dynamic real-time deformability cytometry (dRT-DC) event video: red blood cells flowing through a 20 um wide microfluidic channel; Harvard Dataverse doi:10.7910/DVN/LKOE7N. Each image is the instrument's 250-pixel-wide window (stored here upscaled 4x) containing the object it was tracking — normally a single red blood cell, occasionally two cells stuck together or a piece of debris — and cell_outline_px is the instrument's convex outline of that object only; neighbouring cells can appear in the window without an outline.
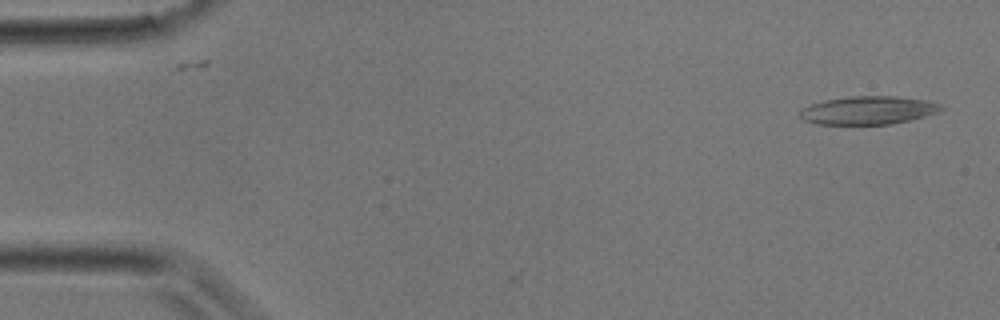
{"species": "common noctule bat (a hibernating species)", "species_latin": "Nyctalus noctula", "temperature_condition": "room temperature", "stored_images_in_passage": 2, "camera_frame_rate_fps": 3000, "um_per_image_px": 0.085, "animal": {"sex": "male", "body_mass_g": 17.9}, "frame": {"image": 1, "passage_image": 2, "time_ms": 0.333, "image_size_px": [1000, 320], "cell_outline_px": [[944, 108], [940, 112], [892, 124], [816, 124], [804, 120], [796, 116], [796, 112], [800, 108], [824, 100], [848, 96], [896, 96], [928, 100], [944, 104]], "centroid_in_image_um": [73.77, 9.37], "position_along_channel_um": 11.2, "area_um2": 23.64}}